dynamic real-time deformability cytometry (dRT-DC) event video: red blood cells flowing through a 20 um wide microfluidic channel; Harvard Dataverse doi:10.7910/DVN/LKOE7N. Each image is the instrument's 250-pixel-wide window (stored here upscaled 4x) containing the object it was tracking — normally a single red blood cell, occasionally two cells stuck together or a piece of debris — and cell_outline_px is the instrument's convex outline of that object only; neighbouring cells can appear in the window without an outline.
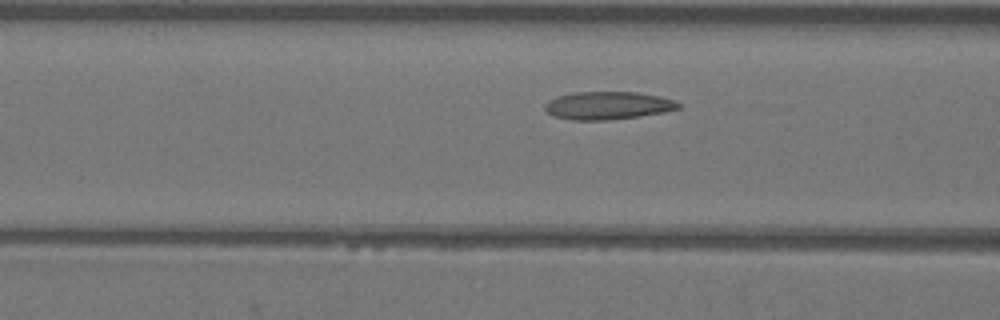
{"species": "Egyptian fruit bat (a non-hibernating species)", "species_latin": "Rousettus aegyptiacus", "temperature_condition": "warm", "stored_images_in_passage": 14, "camera_frame_rate_fps": 3000, "um_per_image_px": 0.085, "animal": {"sex": "female"}, "frame": {"image": 1, "passage_image": 12, "time_ms": 3.667, "image_size_px": [1000, 320], "cell_outline_px": [[680, 108], [664, 112], [640, 116], [608, 120], [572, 120], [556, 116], [548, 112], [544, 108], [544, 104], [548, 100], [556, 96], [572, 92], [636, 92], [660, 96], [676, 100], [680, 104]], "centroid_in_image_um": [51.67, 8.96], "position_along_channel_um": 114.9, "area_um2": 21.79}}